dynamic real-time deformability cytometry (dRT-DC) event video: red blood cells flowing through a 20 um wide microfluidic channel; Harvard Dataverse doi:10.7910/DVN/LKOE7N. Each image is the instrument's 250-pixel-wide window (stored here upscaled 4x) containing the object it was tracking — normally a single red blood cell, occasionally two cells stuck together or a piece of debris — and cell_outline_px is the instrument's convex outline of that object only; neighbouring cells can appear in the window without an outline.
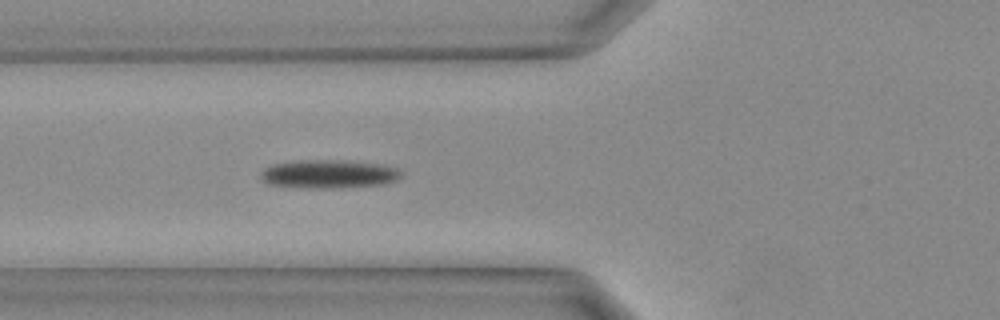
{"species": "Egyptian fruit bat (a non-hibernating species)", "species_latin": "Rousettus aegyptiacus", "temperature_condition": "warm", "stored_images_in_passage": 31, "segment_of_instrument_passage": [1, 2], "camera_frame_rate_fps": 3000, "um_per_image_px": 0.085, "animal": {"sex": "female"}, "frame": {"image": 1, "passage_image": 9, "time_ms": 2.667, "image_size_px": [1000, 320], "cell_outline_px": [[400, 176], [396, 180], [380, 184], [320, 188], [312, 188], [272, 184], [264, 180], [260, 176], [260, 172], [264, 168], [272, 164], [292, 160], [348, 160], [384, 164], [400, 168]], "centroid_in_image_um": [27.94, 14.75], "position_along_channel_um": 97.9, "area_um2": 23.12}}
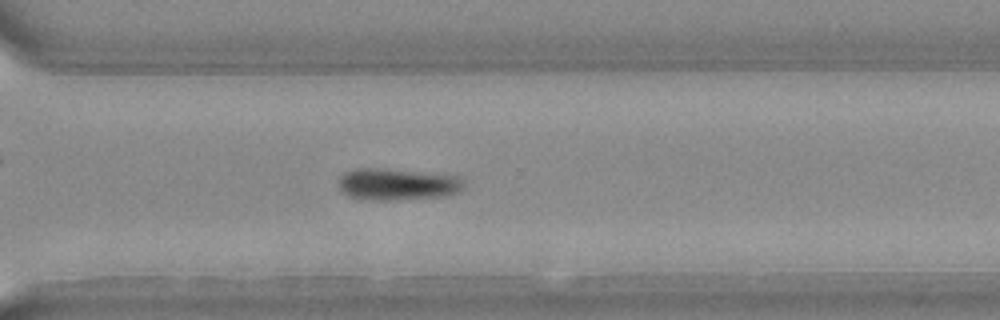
{"frame": {"image": 2, "passage_image": 21, "time_ms": 6.667, "image_size_px": [1000, 320], "cell_outline_px": [[464, 188], [460, 192], [448, 196], [392, 200], [372, 200], [348, 196], [340, 188], [340, 176], [344, 172], [360, 168], [384, 168], [460, 176], [464, 180]], "centroid_in_image_um": [33.84, 15.66], "position_along_channel_um": 336.8, "area_um2": 23.35}}
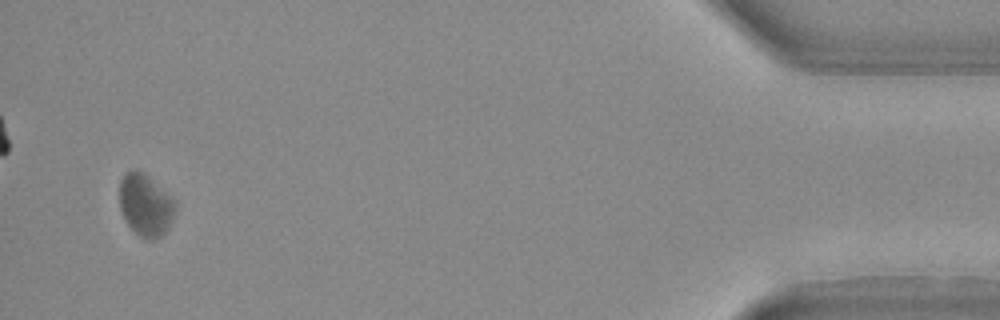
{"frame": {"image": 3, "passage_image": 29, "time_ms": 9.333, "image_size_px": [1000, 320], "cell_outline_px": [[176, 208], [172, 220], [168, 228], [160, 236], [148, 240], [140, 236], [124, 220], [120, 208], [120, 180], [128, 172], [136, 168], [176, 200]], "centroid_in_image_um": [12.37, 17.44], "position_along_channel_um": 422.8, "area_um2": 19.83}}